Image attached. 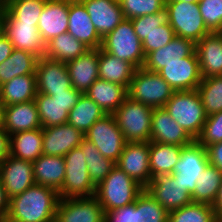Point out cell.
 Listing matches in <instances>:
<instances>
[{"label":"cell","mask_w":222,"mask_h":222,"mask_svg":"<svg viewBox=\"0 0 222 222\" xmlns=\"http://www.w3.org/2000/svg\"><path fill=\"white\" fill-rule=\"evenodd\" d=\"M212 206L215 210V214L218 219V222H222V183L219 187L218 196Z\"/></svg>","instance_id":"cell-53"},{"label":"cell","mask_w":222,"mask_h":222,"mask_svg":"<svg viewBox=\"0 0 222 222\" xmlns=\"http://www.w3.org/2000/svg\"><path fill=\"white\" fill-rule=\"evenodd\" d=\"M41 127L35 100L4 106L3 130L10 136Z\"/></svg>","instance_id":"cell-26"},{"label":"cell","mask_w":222,"mask_h":222,"mask_svg":"<svg viewBox=\"0 0 222 222\" xmlns=\"http://www.w3.org/2000/svg\"><path fill=\"white\" fill-rule=\"evenodd\" d=\"M38 59L30 52L14 49L8 59L0 64V86L16 76L36 75Z\"/></svg>","instance_id":"cell-35"},{"label":"cell","mask_w":222,"mask_h":222,"mask_svg":"<svg viewBox=\"0 0 222 222\" xmlns=\"http://www.w3.org/2000/svg\"><path fill=\"white\" fill-rule=\"evenodd\" d=\"M175 91L158 72L136 69L128 88V97L151 108H162Z\"/></svg>","instance_id":"cell-4"},{"label":"cell","mask_w":222,"mask_h":222,"mask_svg":"<svg viewBox=\"0 0 222 222\" xmlns=\"http://www.w3.org/2000/svg\"><path fill=\"white\" fill-rule=\"evenodd\" d=\"M3 6V0H0V7Z\"/></svg>","instance_id":"cell-57"},{"label":"cell","mask_w":222,"mask_h":222,"mask_svg":"<svg viewBox=\"0 0 222 222\" xmlns=\"http://www.w3.org/2000/svg\"><path fill=\"white\" fill-rule=\"evenodd\" d=\"M0 178L11 199L35 184L32 162L8 155L0 163Z\"/></svg>","instance_id":"cell-18"},{"label":"cell","mask_w":222,"mask_h":222,"mask_svg":"<svg viewBox=\"0 0 222 222\" xmlns=\"http://www.w3.org/2000/svg\"><path fill=\"white\" fill-rule=\"evenodd\" d=\"M175 33L170 24H164L152 31L142 42L145 56L159 48L166 46L173 38Z\"/></svg>","instance_id":"cell-47"},{"label":"cell","mask_w":222,"mask_h":222,"mask_svg":"<svg viewBox=\"0 0 222 222\" xmlns=\"http://www.w3.org/2000/svg\"><path fill=\"white\" fill-rule=\"evenodd\" d=\"M14 50L11 41L4 35L0 36V64L4 62Z\"/></svg>","instance_id":"cell-51"},{"label":"cell","mask_w":222,"mask_h":222,"mask_svg":"<svg viewBox=\"0 0 222 222\" xmlns=\"http://www.w3.org/2000/svg\"><path fill=\"white\" fill-rule=\"evenodd\" d=\"M165 8L175 36L189 39L196 44L211 33L205 26L198 3L165 1Z\"/></svg>","instance_id":"cell-7"},{"label":"cell","mask_w":222,"mask_h":222,"mask_svg":"<svg viewBox=\"0 0 222 222\" xmlns=\"http://www.w3.org/2000/svg\"><path fill=\"white\" fill-rule=\"evenodd\" d=\"M196 90L207 116L222 111V75L202 78Z\"/></svg>","instance_id":"cell-39"},{"label":"cell","mask_w":222,"mask_h":222,"mask_svg":"<svg viewBox=\"0 0 222 222\" xmlns=\"http://www.w3.org/2000/svg\"><path fill=\"white\" fill-rule=\"evenodd\" d=\"M68 33L82 42L89 49L102 46V38L91 22L84 5L79 0H69Z\"/></svg>","instance_id":"cell-24"},{"label":"cell","mask_w":222,"mask_h":222,"mask_svg":"<svg viewBox=\"0 0 222 222\" xmlns=\"http://www.w3.org/2000/svg\"><path fill=\"white\" fill-rule=\"evenodd\" d=\"M69 23V0H47L39 17L38 30L45 44L66 33Z\"/></svg>","instance_id":"cell-22"},{"label":"cell","mask_w":222,"mask_h":222,"mask_svg":"<svg viewBox=\"0 0 222 222\" xmlns=\"http://www.w3.org/2000/svg\"><path fill=\"white\" fill-rule=\"evenodd\" d=\"M206 151L210 165L222 171V142L211 144Z\"/></svg>","instance_id":"cell-49"},{"label":"cell","mask_w":222,"mask_h":222,"mask_svg":"<svg viewBox=\"0 0 222 222\" xmlns=\"http://www.w3.org/2000/svg\"><path fill=\"white\" fill-rule=\"evenodd\" d=\"M181 151L182 146L149 142L151 177L173 174Z\"/></svg>","instance_id":"cell-33"},{"label":"cell","mask_w":222,"mask_h":222,"mask_svg":"<svg viewBox=\"0 0 222 222\" xmlns=\"http://www.w3.org/2000/svg\"><path fill=\"white\" fill-rule=\"evenodd\" d=\"M99 79L130 86L136 67L99 48Z\"/></svg>","instance_id":"cell-31"},{"label":"cell","mask_w":222,"mask_h":222,"mask_svg":"<svg viewBox=\"0 0 222 222\" xmlns=\"http://www.w3.org/2000/svg\"><path fill=\"white\" fill-rule=\"evenodd\" d=\"M43 154L64 156L73 148L79 147L85 138L84 133L68 122L58 126L42 128Z\"/></svg>","instance_id":"cell-19"},{"label":"cell","mask_w":222,"mask_h":222,"mask_svg":"<svg viewBox=\"0 0 222 222\" xmlns=\"http://www.w3.org/2000/svg\"><path fill=\"white\" fill-rule=\"evenodd\" d=\"M65 179L58 194L59 198L95 196L96 187L89 178L85 157L80 147L73 148L63 156Z\"/></svg>","instance_id":"cell-8"},{"label":"cell","mask_w":222,"mask_h":222,"mask_svg":"<svg viewBox=\"0 0 222 222\" xmlns=\"http://www.w3.org/2000/svg\"><path fill=\"white\" fill-rule=\"evenodd\" d=\"M209 164L206 148L194 140L191 144L182 147L180 159L171 175L192 194L199 175Z\"/></svg>","instance_id":"cell-11"},{"label":"cell","mask_w":222,"mask_h":222,"mask_svg":"<svg viewBox=\"0 0 222 222\" xmlns=\"http://www.w3.org/2000/svg\"><path fill=\"white\" fill-rule=\"evenodd\" d=\"M9 143V155L34 162L43 154L42 128L14 133L9 136Z\"/></svg>","instance_id":"cell-30"},{"label":"cell","mask_w":222,"mask_h":222,"mask_svg":"<svg viewBox=\"0 0 222 222\" xmlns=\"http://www.w3.org/2000/svg\"><path fill=\"white\" fill-rule=\"evenodd\" d=\"M131 22L134 27V31L141 42L157 27L169 24V14L166 8H163L156 14H147L141 17L132 18Z\"/></svg>","instance_id":"cell-44"},{"label":"cell","mask_w":222,"mask_h":222,"mask_svg":"<svg viewBox=\"0 0 222 222\" xmlns=\"http://www.w3.org/2000/svg\"><path fill=\"white\" fill-rule=\"evenodd\" d=\"M158 73L174 91L196 90L202 80L196 52L182 61L166 64Z\"/></svg>","instance_id":"cell-16"},{"label":"cell","mask_w":222,"mask_h":222,"mask_svg":"<svg viewBox=\"0 0 222 222\" xmlns=\"http://www.w3.org/2000/svg\"><path fill=\"white\" fill-rule=\"evenodd\" d=\"M47 0H3V7L19 23L38 25L39 17Z\"/></svg>","instance_id":"cell-41"},{"label":"cell","mask_w":222,"mask_h":222,"mask_svg":"<svg viewBox=\"0 0 222 222\" xmlns=\"http://www.w3.org/2000/svg\"><path fill=\"white\" fill-rule=\"evenodd\" d=\"M55 222H105V211L95 196L59 199Z\"/></svg>","instance_id":"cell-13"},{"label":"cell","mask_w":222,"mask_h":222,"mask_svg":"<svg viewBox=\"0 0 222 222\" xmlns=\"http://www.w3.org/2000/svg\"><path fill=\"white\" fill-rule=\"evenodd\" d=\"M221 183L222 171L209 164L196 181L195 190L191 194L192 201L213 205Z\"/></svg>","instance_id":"cell-38"},{"label":"cell","mask_w":222,"mask_h":222,"mask_svg":"<svg viewBox=\"0 0 222 222\" xmlns=\"http://www.w3.org/2000/svg\"><path fill=\"white\" fill-rule=\"evenodd\" d=\"M79 147L82 149L86 160L89 178L93 185L97 187L116 166V162L104 157L95 145L85 138Z\"/></svg>","instance_id":"cell-36"},{"label":"cell","mask_w":222,"mask_h":222,"mask_svg":"<svg viewBox=\"0 0 222 222\" xmlns=\"http://www.w3.org/2000/svg\"><path fill=\"white\" fill-rule=\"evenodd\" d=\"M85 7L99 36L104 38L124 19L119 0H79Z\"/></svg>","instance_id":"cell-21"},{"label":"cell","mask_w":222,"mask_h":222,"mask_svg":"<svg viewBox=\"0 0 222 222\" xmlns=\"http://www.w3.org/2000/svg\"><path fill=\"white\" fill-rule=\"evenodd\" d=\"M81 92L72 86L66 92L46 95L36 93L35 103L41 121V127L58 126L68 121L70 110L77 104Z\"/></svg>","instance_id":"cell-9"},{"label":"cell","mask_w":222,"mask_h":222,"mask_svg":"<svg viewBox=\"0 0 222 222\" xmlns=\"http://www.w3.org/2000/svg\"><path fill=\"white\" fill-rule=\"evenodd\" d=\"M164 109L194 140L200 135L207 115L197 90L175 91Z\"/></svg>","instance_id":"cell-3"},{"label":"cell","mask_w":222,"mask_h":222,"mask_svg":"<svg viewBox=\"0 0 222 222\" xmlns=\"http://www.w3.org/2000/svg\"><path fill=\"white\" fill-rule=\"evenodd\" d=\"M166 1H182V2H189V3H198L200 0H166Z\"/></svg>","instance_id":"cell-56"},{"label":"cell","mask_w":222,"mask_h":222,"mask_svg":"<svg viewBox=\"0 0 222 222\" xmlns=\"http://www.w3.org/2000/svg\"><path fill=\"white\" fill-rule=\"evenodd\" d=\"M85 94L106 114H113L128 97V89L117 83L97 79Z\"/></svg>","instance_id":"cell-29"},{"label":"cell","mask_w":222,"mask_h":222,"mask_svg":"<svg viewBox=\"0 0 222 222\" xmlns=\"http://www.w3.org/2000/svg\"><path fill=\"white\" fill-rule=\"evenodd\" d=\"M9 148V135L4 130H0V163L9 155Z\"/></svg>","instance_id":"cell-52"},{"label":"cell","mask_w":222,"mask_h":222,"mask_svg":"<svg viewBox=\"0 0 222 222\" xmlns=\"http://www.w3.org/2000/svg\"><path fill=\"white\" fill-rule=\"evenodd\" d=\"M101 48L105 52L133 64L137 69L144 65L146 56L131 19L125 18L112 32L102 38Z\"/></svg>","instance_id":"cell-6"},{"label":"cell","mask_w":222,"mask_h":222,"mask_svg":"<svg viewBox=\"0 0 222 222\" xmlns=\"http://www.w3.org/2000/svg\"><path fill=\"white\" fill-rule=\"evenodd\" d=\"M87 50H89L88 47L66 32L46 43L44 57L67 63L83 55Z\"/></svg>","instance_id":"cell-34"},{"label":"cell","mask_w":222,"mask_h":222,"mask_svg":"<svg viewBox=\"0 0 222 222\" xmlns=\"http://www.w3.org/2000/svg\"><path fill=\"white\" fill-rule=\"evenodd\" d=\"M153 110L127 97L113 113L126 142H150Z\"/></svg>","instance_id":"cell-5"},{"label":"cell","mask_w":222,"mask_h":222,"mask_svg":"<svg viewBox=\"0 0 222 222\" xmlns=\"http://www.w3.org/2000/svg\"><path fill=\"white\" fill-rule=\"evenodd\" d=\"M4 7H0V36L3 34Z\"/></svg>","instance_id":"cell-54"},{"label":"cell","mask_w":222,"mask_h":222,"mask_svg":"<svg viewBox=\"0 0 222 222\" xmlns=\"http://www.w3.org/2000/svg\"><path fill=\"white\" fill-rule=\"evenodd\" d=\"M168 212L192 203L191 194L171 175H158L144 188Z\"/></svg>","instance_id":"cell-15"},{"label":"cell","mask_w":222,"mask_h":222,"mask_svg":"<svg viewBox=\"0 0 222 222\" xmlns=\"http://www.w3.org/2000/svg\"><path fill=\"white\" fill-rule=\"evenodd\" d=\"M196 141L204 148L222 142V111L206 117V122Z\"/></svg>","instance_id":"cell-46"},{"label":"cell","mask_w":222,"mask_h":222,"mask_svg":"<svg viewBox=\"0 0 222 222\" xmlns=\"http://www.w3.org/2000/svg\"><path fill=\"white\" fill-rule=\"evenodd\" d=\"M35 184L52 188L59 192L65 179V160L63 156L42 154L32 162Z\"/></svg>","instance_id":"cell-28"},{"label":"cell","mask_w":222,"mask_h":222,"mask_svg":"<svg viewBox=\"0 0 222 222\" xmlns=\"http://www.w3.org/2000/svg\"><path fill=\"white\" fill-rule=\"evenodd\" d=\"M104 115L102 108L84 93L70 110L67 122L85 134Z\"/></svg>","instance_id":"cell-37"},{"label":"cell","mask_w":222,"mask_h":222,"mask_svg":"<svg viewBox=\"0 0 222 222\" xmlns=\"http://www.w3.org/2000/svg\"><path fill=\"white\" fill-rule=\"evenodd\" d=\"M36 75L16 76L0 86L4 106L32 101L36 97Z\"/></svg>","instance_id":"cell-32"},{"label":"cell","mask_w":222,"mask_h":222,"mask_svg":"<svg viewBox=\"0 0 222 222\" xmlns=\"http://www.w3.org/2000/svg\"><path fill=\"white\" fill-rule=\"evenodd\" d=\"M84 135L104 157L114 162L118 161L127 143L113 114L104 115Z\"/></svg>","instance_id":"cell-10"},{"label":"cell","mask_w":222,"mask_h":222,"mask_svg":"<svg viewBox=\"0 0 222 222\" xmlns=\"http://www.w3.org/2000/svg\"><path fill=\"white\" fill-rule=\"evenodd\" d=\"M166 0H119L123 15L126 19L156 14L165 8Z\"/></svg>","instance_id":"cell-43"},{"label":"cell","mask_w":222,"mask_h":222,"mask_svg":"<svg viewBox=\"0 0 222 222\" xmlns=\"http://www.w3.org/2000/svg\"><path fill=\"white\" fill-rule=\"evenodd\" d=\"M59 199L56 190L34 184L10 199L6 222H55Z\"/></svg>","instance_id":"cell-1"},{"label":"cell","mask_w":222,"mask_h":222,"mask_svg":"<svg viewBox=\"0 0 222 222\" xmlns=\"http://www.w3.org/2000/svg\"><path fill=\"white\" fill-rule=\"evenodd\" d=\"M196 52V44L183 37L175 36L166 46L150 52L145 57L144 69L159 72L166 64L182 61Z\"/></svg>","instance_id":"cell-25"},{"label":"cell","mask_w":222,"mask_h":222,"mask_svg":"<svg viewBox=\"0 0 222 222\" xmlns=\"http://www.w3.org/2000/svg\"><path fill=\"white\" fill-rule=\"evenodd\" d=\"M168 222H218L212 205L192 202L168 212Z\"/></svg>","instance_id":"cell-40"},{"label":"cell","mask_w":222,"mask_h":222,"mask_svg":"<svg viewBox=\"0 0 222 222\" xmlns=\"http://www.w3.org/2000/svg\"><path fill=\"white\" fill-rule=\"evenodd\" d=\"M3 109L4 105L0 101V130H3Z\"/></svg>","instance_id":"cell-55"},{"label":"cell","mask_w":222,"mask_h":222,"mask_svg":"<svg viewBox=\"0 0 222 222\" xmlns=\"http://www.w3.org/2000/svg\"><path fill=\"white\" fill-rule=\"evenodd\" d=\"M198 5L207 29L222 32V0H200Z\"/></svg>","instance_id":"cell-45"},{"label":"cell","mask_w":222,"mask_h":222,"mask_svg":"<svg viewBox=\"0 0 222 222\" xmlns=\"http://www.w3.org/2000/svg\"><path fill=\"white\" fill-rule=\"evenodd\" d=\"M143 190L144 188L141 185L118 166H115L96 187L95 197L105 213H109L117 208L134 203Z\"/></svg>","instance_id":"cell-2"},{"label":"cell","mask_w":222,"mask_h":222,"mask_svg":"<svg viewBox=\"0 0 222 222\" xmlns=\"http://www.w3.org/2000/svg\"><path fill=\"white\" fill-rule=\"evenodd\" d=\"M151 124L150 142L184 147L194 141L164 107L154 108Z\"/></svg>","instance_id":"cell-20"},{"label":"cell","mask_w":222,"mask_h":222,"mask_svg":"<svg viewBox=\"0 0 222 222\" xmlns=\"http://www.w3.org/2000/svg\"><path fill=\"white\" fill-rule=\"evenodd\" d=\"M202 78L222 75V32H213L196 43Z\"/></svg>","instance_id":"cell-27"},{"label":"cell","mask_w":222,"mask_h":222,"mask_svg":"<svg viewBox=\"0 0 222 222\" xmlns=\"http://www.w3.org/2000/svg\"><path fill=\"white\" fill-rule=\"evenodd\" d=\"M33 23H19L4 8L3 34L11 41L14 49L32 53L38 58L44 57L46 44Z\"/></svg>","instance_id":"cell-12"},{"label":"cell","mask_w":222,"mask_h":222,"mask_svg":"<svg viewBox=\"0 0 222 222\" xmlns=\"http://www.w3.org/2000/svg\"><path fill=\"white\" fill-rule=\"evenodd\" d=\"M99 48L89 49L83 55L66 63L71 85L84 94L99 79Z\"/></svg>","instance_id":"cell-23"},{"label":"cell","mask_w":222,"mask_h":222,"mask_svg":"<svg viewBox=\"0 0 222 222\" xmlns=\"http://www.w3.org/2000/svg\"><path fill=\"white\" fill-rule=\"evenodd\" d=\"M35 74L38 93L50 96L53 93L66 92L72 86L64 62L41 57L38 59Z\"/></svg>","instance_id":"cell-17"},{"label":"cell","mask_w":222,"mask_h":222,"mask_svg":"<svg viewBox=\"0 0 222 222\" xmlns=\"http://www.w3.org/2000/svg\"><path fill=\"white\" fill-rule=\"evenodd\" d=\"M9 207H10V198L8 197L7 192L0 178V220L6 221V218L9 213Z\"/></svg>","instance_id":"cell-50"},{"label":"cell","mask_w":222,"mask_h":222,"mask_svg":"<svg viewBox=\"0 0 222 222\" xmlns=\"http://www.w3.org/2000/svg\"><path fill=\"white\" fill-rule=\"evenodd\" d=\"M149 159V142H127L116 166L145 188L152 180Z\"/></svg>","instance_id":"cell-14"},{"label":"cell","mask_w":222,"mask_h":222,"mask_svg":"<svg viewBox=\"0 0 222 222\" xmlns=\"http://www.w3.org/2000/svg\"><path fill=\"white\" fill-rule=\"evenodd\" d=\"M136 222H168V211L144 189L135 200Z\"/></svg>","instance_id":"cell-42"},{"label":"cell","mask_w":222,"mask_h":222,"mask_svg":"<svg viewBox=\"0 0 222 222\" xmlns=\"http://www.w3.org/2000/svg\"><path fill=\"white\" fill-rule=\"evenodd\" d=\"M105 222H136L135 203L105 213Z\"/></svg>","instance_id":"cell-48"}]
</instances>
